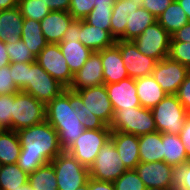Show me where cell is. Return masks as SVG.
I'll return each mask as SVG.
<instances>
[{"mask_svg": "<svg viewBox=\"0 0 190 190\" xmlns=\"http://www.w3.org/2000/svg\"><path fill=\"white\" fill-rule=\"evenodd\" d=\"M17 134L22 147L17 165L28 175L63 151L57 131L46 120L21 129Z\"/></svg>", "mask_w": 190, "mask_h": 190, "instance_id": "1", "label": "cell"}, {"mask_svg": "<svg viewBox=\"0 0 190 190\" xmlns=\"http://www.w3.org/2000/svg\"><path fill=\"white\" fill-rule=\"evenodd\" d=\"M46 121L57 131L59 144L67 151L85 130L70 106V89L46 104Z\"/></svg>", "mask_w": 190, "mask_h": 190, "instance_id": "2", "label": "cell"}, {"mask_svg": "<svg viewBox=\"0 0 190 190\" xmlns=\"http://www.w3.org/2000/svg\"><path fill=\"white\" fill-rule=\"evenodd\" d=\"M50 163L55 170L58 190H81L87 186L89 168L67 151H62Z\"/></svg>", "mask_w": 190, "mask_h": 190, "instance_id": "3", "label": "cell"}, {"mask_svg": "<svg viewBox=\"0 0 190 190\" xmlns=\"http://www.w3.org/2000/svg\"><path fill=\"white\" fill-rule=\"evenodd\" d=\"M109 127L111 131L137 136L157 131L151 109L142 106L114 111Z\"/></svg>", "mask_w": 190, "mask_h": 190, "instance_id": "4", "label": "cell"}, {"mask_svg": "<svg viewBox=\"0 0 190 190\" xmlns=\"http://www.w3.org/2000/svg\"><path fill=\"white\" fill-rule=\"evenodd\" d=\"M156 130L160 133L179 135L189 113L176 95L168 94L151 109Z\"/></svg>", "mask_w": 190, "mask_h": 190, "instance_id": "5", "label": "cell"}, {"mask_svg": "<svg viewBox=\"0 0 190 190\" xmlns=\"http://www.w3.org/2000/svg\"><path fill=\"white\" fill-rule=\"evenodd\" d=\"M46 120V104L23 91L14 93L12 130L31 127Z\"/></svg>", "mask_w": 190, "mask_h": 190, "instance_id": "6", "label": "cell"}, {"mask_svg": "<svg viewBox=\"0 0 190 190\" xmlns=\"http://www.w3.org/2000/svg\"><path fill=\"white\" fill-rule=\"evenodd\" d=\"M66 88L55 80L36 61L28 63V86L23 92L47 104Z\"/></svg>", "mask_w": 190, "mask_h": 190, "instance_id": "7", "label": "cell"}, {"mask_svg": "<svg viewBox=\"0 0 190 190\" xmlns=\"http://www.w3.org/2000/svg\"><path fill=\"white\" fill-rule=\"evenodd\" d=\"M111 129H85L72 146L67 150L83 166L89 168L100 149L110 139Z\"/></svg>", "mask_w": 190, "mask_h": 190, "instance_id": "8", "label": "cell"}, {"mask_svg": "<svg viewBox=\"0 0 190 190\" xmlns=\"http://www.w3.org/2000/svg\"><path fill=\"white\" fill-rule=\"evenodd\" d=\"M126 170L114 143L109 139L89 167V176L100 181L114 182Z\"/></svg>", "mask_w": 190, "mask_h": 190, "instance_id": "9", "label": "cell"}, {"mask_svg": "<svg viewBox=\"0 0 190 190\" xmlns=\"http://www.w3.org/2000/svg\"><path fill=\"white\" fill-rule=\"evenodd\" d=\"M170 40L171 35L156 21L132 42L142 54L160 61L168 57Z\"/></svg>", "mask_w": 190, "mask_h": 190, "instance_id": "10", "label": "cell"}, {"mask_svg": "<svg viewBox=\"0 0 190 190\" xmlns=\"http://www.w3.org/2000/svg\"><path fill=\"white\" fill-rule=\"evenodd\" d=\"M36 62L66 89L70 88L74 75L69 70L59 44L48 43L36 57Z\"/></svg>", "mask_w": 190, "mask_h": 190, "instance_id": "11", "label": "cell"}, {"mask_svg": "<svg viewBox=\"0 0 190 190\" xmlns=\"http://www.w3.org/2000/svg\"><path fill=\"white\" fill-rule=\"evenodd\" d=\"M115 45L119 48L124 67L130 78L137 79L152 75L158 62L156 59L142 54L132 41L117 40Z\"/></svg>", "mask_w": 190, "mask_h": 190, "instance_id": "12", "label": "cell"}, {"mask_svg": "<svg viewBox=\"0 0 190 190\" xmlns=\"http://www.w3.org/2000/svg\"><path fill=\"white\" fill-rule=\"evenodd\" d=\"M189 72L187 66L166 57L156 63L152 76L166 93L175 95Z\"/></svg>", "mask_w": 190, "mask_h": 190, "instance_id": "13", "label": "cell"}, {"mask_svg": "<svg viewBox=\"0 0 190 190\" xmlns=\"http://www.w3.org/2000/svg\"><path fill=\"white\" fill-rule=\"evenodd\" d=\"M135 171L147 190H172V165L164 161L140 162Z\"/></svg>", "mask_w": 190, "mask_h": 190, "instance_id": "14", "label": "cell"}, {"mask_svg": "<svg viewBox=\"0 0 190 190\" xmlns=\"http://www.w3.org/2000/svg\"><path fill=\"white\" fill-rule=\"evenodd\" d=\"M86 106V109L100 118L107 126L113 119L114 110L111 101L108 97L105 84L79 89L75 91Z\"/></svg>", "mask_w": 190, "mask_h": 190, "instance_id": "15", "label": "cell"}, {"mask_svg": "<svg viewBox=\"0 0 190 190\" xmlns=\"http://www.w3.org/2000/svg\"><path fill=\"white\" fill-rule=\"evenodd\" d=\"M105 87L114 111L141 106L135 79L128 77L118 83L105 84Z\"/></svg>", "mask_w": 190, "mask_h": 190, "instance_id": "16", "label": "cell"}, {"mask_svg": "<svg viewBox=\"0 0 190 190\" xmlns=\"http://www.w3.org/2000/svg\"><path fill=\"white\" fill-rule=\"evenodd\" d=\"M103 84L104 77L101 55L98 52H92L86 63L74 74V79L69 89L77 91Z\"/></svg>", "mask_w": 190, "mask_h": 190, "instance_id": "17", "label": "cell"}, {"mask_svg": "<svg viewBox=\"0 0 190 190\" xmlns=\"http://www.w3.org/2000/svg\"><path fill=\"white\" fill-rule=\"evenodd\" d=\"M110 140L114 143L124 166L127 169H135V167L140 163L139 136L112 131Z\"/></svg>", "mask_w": 190, "mask_h": 190, "instance_id": "18", "label": "cell"}, {"mask_svg": "<svg viewBox=\"0 0 190 190\" xmlns=\"http://www.w3.org/2000/svg\"><path fill=\"white\" fill-rule=\"evenodd\" d=\"M98 53L101 55L104 84L118 83L129 77L119 48L115 44Z\"/></svg>", "mask_w": 190, "mask_h": 190, "instance_id": "19", "label": "cell"}, {"mask_svg": "<svg viewBox=\"0 0 190 190\" xmlns=\"http://www.w3.org/2000/svg\"><path fill=\"white\" fill-rule=\"evenodd\" d=\"M74 18L67 11H51L41 21V29L48 43L58 44Z\"/></svg>", "mask_w": 190, "mask_h": 190, "instance_id": "20", "label": "cell"}, {"mask_svg": "<svg viewBox=\"0 0 190 190\" xmlns=\"http://www.w3.org/2000/svg\"><path fill=\"white\" fill-rule=\"evenodd\" d=\"M143 0H115L110 19L111 36L117 40L124 41V33L127 23V17L133 11L142 7Z\"/></svg>", "mask_w": 190, "mask_h": 190, "instance_id": "21", "label": "cell"}, {"mask_svg": "<svg viewBox=\"0 0 190 190\" xmlns=\"http://www.w3.org/2000/svg\"><path fill=\"white\" fill-rule=\"evenodd\" d=\"M24 18L18 6L0 10V41L16 43L21 39Z\"/></svg>", "mask_w": 190, "mask_h": 190, "instance_id": "22", "label": "cell"}, {"mask_svg": "<svg viewBox=\"0 0 190 190\" xmlns=\"http://www.w3.org/2000/svg\"><path fill=\"white\" fill-rule=\"evenodd\" d=\"M79 41L92 52H99L115 44V39L108 30L92 26L84 19H81Z\"/></svg>", "mask_w": 190, "mask_h": 190, "instance_id": "23", "label": "cell"}, {"mask_svg": "<svg viewBox=\"0 0 190 190\" xmlns=\"http://www.w3.org/2000/svg\"><path fill=\"white\" fill-rule=\"evenodd\" d=\"M135 82L140 105L147 109H152L168 95L152 75L139 77Z\"/></svg>", "mask_w": 190, "mask_h": 190, "instance_id": "24", "label": "cell"}, {"mask_svg": "<svg viewBox=\"0 0 190 190\" xmlns=\"http://www.w3.org/2000/svg\"><path fill=\"white\" fill-rule=\"evenodd\" d=\"M58 44L73 75L81 69L92 54V51L79 40H68Z\"/></svg>", "mask_w": 190, "mask_h": 190, "instance_id": "25", "label": "cell"}, {"mask_svg": "<svg viewBox=\"0 0 190 190\" xmlns=\"http://www.w3.org/2000/svg\"><path fill=\"white\" fill-rule=\"evenodd\" d=\"M140 162L164 161L162 133L155 131L139 136Z\"/></svg>", "mask_w": 190, "mask_h": 190, "instance_id": "26", "label": "cell"}, {"mask_svg": "<svg viewBox=\"0 0 190 190\" xmlns=\"http://www.w3.org/2000/svg\"><path fill=\"white\" fill-rule=\"evenodd\" d=\"M164 162L172 166L188 162L185 145L179 135L162 133Z\"/></svg>", "mask_w": 190, "mask_h": 190, "instance_id": "27", "label": "cell"}, {"mask_svg": "<svg viewBox=\"0 0 190 190\" xmlns=\"http://www.w3.org/2000/svg\"><path fill=\"white\" fill-rule=\"evenodd\" d=\"M157 21V18L149 13L145 8L140 7L127 17L124 33V41H132L140 36L144 30Z\"/></svg>", "mask_w": 190, "mask_h": 190, "instance_id": "28", "label": "cell"}, {"mask_svg": "<svg viewBox=\"0 0 190 190\" xmlns=\"http://www.w3.org/2000/svg\"><path fill=\"white\" fill-rule=\"evenodd\" d=\"M21 39L35 57H37L42 49L48 44L42 33L40 22L34 19L24 18Z\"/></svg>", "mask_w": 190, "mask_h": 190, "instance_id": "29", "label": "cell"}, {"mask_svg": "<svg viewBox=\"0 0 190 190\" xmlns=\"http://www.w3.org/2000/svg\"><path fill=\"white\" fill-rule=\"evenodd\" d=\"M157 22L172 35L190 21L178 1L173 0L167 9L157 17Z\"/></svg>", "mask_w": 190, "mask_h": 190, "instance_id": "30", "label": "cell"}, {"mask_svg": "<svg viewBox=\"0 0 190 190\" xmlns=\"http://www.w3.org/2000/svg\"><path fill=\"white\" fill-rule=\"evenodd\" d=\"M21 144L14 130H0V163L2 165L17 163Z\"/></svg>", "mask_w": 190, "mask_h": 190, "instance_id": "31", "label": "cell"}, {"mask_svg": "<svg viewBox=\"0 0 190 190\" xmlns=\"http://www.w3.org/2000/svg\"><path fill=\"white\" fill-rule=\"evenodd\" d=\"M70 106L75 110L77 118L85 129H110L100 118L86 109L82 98L72 90H70Z\"/></svg>", "mask_w": 190, "mask_h": 190, "instance_id": "32", "label": "cell"}, {"mask_svg": "<svg viewBox=\"0 0 190 190\" xmlns=\"http://www.w3.org/2000/svg\"><path fill=\"white\" fill-rule=\"evenodd\" d=\"M115 0H95L93 10L84 18V20L95 27L110 32V19Z\"/></svg>", "mask_w": 190, "mask_h": 190, "instance_id": "33", "label": "cell"}, {"mask_svg": "<svg viewBox=\"0 0 190 190\" xmlns=\"http://www.w3.org/2000/svg\"><path fill=\"white\" fill-rule=\"evenodd\" d=\"M29 180L17 163L2 165L0 169V190H12L23 186Z\"/></svg>", "mask_w": 190, "mask_h": 190, "instance_id": "34", "label": "cell"}, {"mask_svg": "<svg viewBox=\"0 0 190 190\" xmlns=\"http://www.w3.org/2000/svg\"><path fill=\"white\" fill-rule=\"evenodd\" d=\"M28 182L34 190H58L55 170L51 163L38 167L29 175Z\"/></svg>", "mask_w": 190, "mask_h": 190, "instance_id": "35", "label": "cell"}, {"mask_svg": "<svg viewBox=\"0 0 190 190\" xmlns=\"http://www.w3.org/2000/svg\"><path fill=\"white\" fill-rule=\"evenodd\" d=\"M18 7L23 18L34 19L38 22L51 12L43 0H18Z\"/></svg>", "mask_w": 190, "mask_h": 190, "instance_id": "36", "label": "cell"}, {"mask_svg": "<svg viewBox=\"0 0 190 190\" xmlns=\"http://www.w3.org/2000/svg\"><path fill=\"white\" fill-rule=\"evenodd\" d=\"M5 46L10 62L32 63L36 61V57L22 39L16 43H5Z\"/></svg>", "mask_w": 190, "mask_h": 190, "instance_id": "37", "label": "cell"}, {"mask_svg": "<svg viewBox=\"0 0 190 190\" xmlns=\"http://www.w3.org/2000/svg\"><path fill=\"white\" fill-rule=\"evenodd\" d=\"M113 184L115 190H147L135 169L126 170Z\"/></svg>", "mask_w": 190, "mask_h": 190, "instance_id": "38", "label": "cell"}, {"mask_svg": "<svg viewBox=\"0 0 190 190\" xmlns=\"http://www.w3.org/2000/svg\"><path fill=\"white\" fill-rule=\"evenodd\" d=\"M172 190H190V161L173 166Z\"/></svg>", "mask_w": 190, "mask_h": 190, "instance_id": "39", "label": "cell"}, {"mask_svg": "<svg viewBox=\"0 0 190 190\" xmlns=\"http://www.w3.org/2000/svg\"><path fill=\"white\" fill-rule=\"evenodd\" d=\"M14 93L0 95V130H12Z\"/></svg>", "mask_w": 190, "mask_h": 190, "instance_id": "40", "label": "cell"}, {"mask_svg": "<svg viewBox=\"0 0 190 190\" xmlns=\"http://www.w3.org/2000/svg\"><path fill=\"white\" fill-rule=\"evenodd\" d=\"M168 57L190 69V43L170 41Z\"/></svg>", "mask_w": 190, "mask_h": 190, "instance_id": "41", "label": "cell"}, {"mask_svg": "<svg viewBox=\"0 0 190 190\" xmlns=\"http://www.w3.org/2000/svg\"><path fill=\"white\" fill-rule=\"evenodd\" d=\"M12 70V79L19 91H23L28 86V63L10 62Z\"/></svg>", "mask_w": 190, "mask_h": 190, "instance_id": "42", "label": "cell"}, {"mask_svg": "<svg viewBox=\"0 0 190 190\" xmlns=\"http://www.w3.org/2000/svg\"><path fill=\"white\" fill-rule=\"evenodd\" d=\"M95 0H70L68 12L74 19H84L93 10Z\"/></svg>", "mask_w": 190, "mask_h": 190, "instance_id": "43", "label": "cell"}, {"mask_svg": "<svg viewBox=\"0 0 190 190\" xmlns=\"http://www.w3.org/2000/svg\"><path fill=\"white\" fill-rule=\"evenodd\" d=\"M12 77V70L9 65L0 68V95L13 94L19 92Z\"/></svg>", "mask_w": 190, "mask_h": 190, "instance_id": "44", "label": "cell"}, {"mask_svg": "<svg viewBox=\"0 0 190 190\" xmlns=\"http://www.w3.org/2000/svg\"><path fill=\"white\" fill-rule=\"evenodd\" d=\"M173 0H143L142 7L156 18L160 16Z\"/></svg>", "mask_w": 190, "mask_h": 190, "instance_id": "45", "label": "cell"}, {"mask_svg": "<svg viewBox=\"0 0 190 190\" xmlns=\"http://www.w3.org/2000/svg\"><path fill=\"white\" fill-rule=\"evenodd\" d=\"M175 95L185 110L190 114V72L187 74L185 81L180 85Z\"/></svg>", "mask_w": 190, "mask_h": 190, "instance_id": "46", "label": "cell"}, {"mask_svg": "<svg viewBox=\"0 0 190 190\" xmlns=\"http://www.w3.org/2000/svg\"><path fill=\"white\" fill-rule=\"evenodd\" d=\"M81 27V19H74L70 26L64 33L61 42H66L68 40H79V32Z\"/></svg>", "mask_w": 190, "mask_h": 190, "instance_id": "47", "label": "cell"}, {"mask_svg": "<svg viewBox=\"0 0 190 190\" xmlns=\"http://www.w3.org/2000/svg\"><path fill=\"white\" fill-rule=\"evenodd\" d=\"M179 137L185 145L187 158L190 161V114L187 116Z\"/></svg>", "mask_w": 190, "mask_h": 190, "instance_id": "48", "label": "cell"}, {"mask_svg": "<svg viewBox=\"0 0 190 190\" xmlns=\"http://www.w3.org/2000/svg\"><path fill=\"white\" fill-rule=\"evenodd\" d=\"M88 190H115L113 182L100 181L89 177L87 182Z\"/></svg>", "mask_w": 190, "mask_h": 190, "instance_id": "49", "label": "cell"}, {"mask_svg": "<svg viewBox=\"0 0 190 190\" xmlns=\"http://www.w3.org/2000/svg\"><path fill=\"white\" fill-rule=\"evenodd\" d=\"M51 11H67L70 8V0H43Z\"/></svg>", "mask_w": 190, "mask_h": 190, "instance_id": "50", "label": "cell"}, {"mask_svg": "<svg viewBox=\"0 0 190 190\" xmlns=\"http://www.w3.org/2000/svg\"><path fill=\"white\" fill-rule=\"evenodd\" d=\"M170 41H181L190 43V22L171 35Z\"/></svg>", "mask_w": 190, "mask_h": 190, "instance_id": "51", "label": "cell"}, {"mask_svg": "<svg viewBox=\"0 0 190 190\" xmlns=\"http://www.w3.org/2000/svg\"><path fill=\"white\" fill-rule=\"evenodd\" d=\"M9 64L10 59L6 50L5 42L0 41V68Z\"/></svg>", "mask_w": 190, "mask_h": 190, "instance_id": "52", "label": "cell"}, {"mask_svg": "<svg viewBox=\"0 0 190 190\" xmlns=\"http://www.w3.org/2000/svg\"><path fill=\"white\" fill-rule=\"evenodd\" d=\"M18 6V0H0V10L11 9Z\"/></svg>", "mask_w": 190, "mask_h": 190, "instance_id": "53", "label": "cell"}, {"mask_svg": "<svg viewBox=\"0 0 190 190\" xmlns=\"http://www.w3.org/2000/svg\"><path fill=\"white\" fill-rule=\"evenodd\" d=\"M190 21V0H177Z\"/></svg>", "mask_w": 190, "mask_h": 190, "instance_id": "54", "label": "cell"}, {"mask_svg": "<svg viewBox=\"0 0 190 190\" xmlns=\"http://www.w3.org/2000/svg\"><path fill=\"white\" fill-rule=\"evenodd\" d=\"M12 190H34V189L30 186V183L27 182L23 186L18 187L16 189H12Z\"/></svg>", "mask_w": 190, "mask_h": 190, "instance_id": "55", "label": "cell"}]
</instances>
